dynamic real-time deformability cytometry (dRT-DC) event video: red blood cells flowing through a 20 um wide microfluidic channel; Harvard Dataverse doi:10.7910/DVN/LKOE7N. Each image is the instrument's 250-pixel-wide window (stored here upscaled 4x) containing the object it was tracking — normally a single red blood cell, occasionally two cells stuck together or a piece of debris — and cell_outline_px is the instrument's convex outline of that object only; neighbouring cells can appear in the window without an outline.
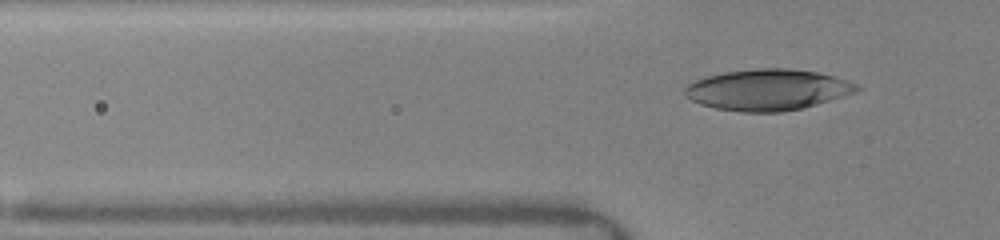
{"species": "human", "species_latin": "Homo sapiens", "temperature_condition": "warm", "stored_images_in_passage": 7, "segment_of_instrument_passage": [2, 2], "camera_frame_rate_fps": 3000, "um_per_image_px": 0.085, "donor": {"sex": "female"}, "frame": {"image": 1, "passage_image": 7, "time_ms": 5.667, "image_size_px": [1000, 240], "cell_outline_px": [[860, 88], [852, 92], [816, 104], [800, 108], [780, 112], [744, 112], [716, 108], [700, 104], [684, 96], [684, 88], [688, 84], [704, 76], [724, 72], [756, 68], [788, 68], [816, 72], [836, 76], [856, 84]], "centroid_in_image_um": [65.17, 7.62], "position_along_channel_um": 60.6, "area_um2": 40.81}}